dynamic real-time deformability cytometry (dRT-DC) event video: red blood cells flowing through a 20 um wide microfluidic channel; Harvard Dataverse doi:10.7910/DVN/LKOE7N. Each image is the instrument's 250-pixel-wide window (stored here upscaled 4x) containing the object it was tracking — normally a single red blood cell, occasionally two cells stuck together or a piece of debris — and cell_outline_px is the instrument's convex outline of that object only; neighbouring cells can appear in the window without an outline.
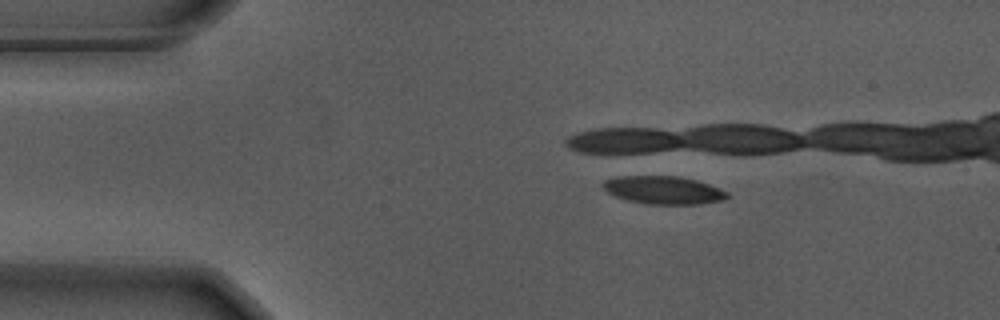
{"species": "Egyptian fruit bat (a non-hibernating species)", "species_latin": "Rousettus aegyptiacus", "temperature_condition": "warm", "stored_images_in_passage": 10, "camera_frame_rate_fps": 3000, "um_per_image_px": 0.085, "animal": {"sex": "male"}, "frame": {"image": 1, "passage_image": 9, "time_ms": 2.667, "image_size_px": [1000, 320], "cell_outline_px": [[728, 196], [724, 200], [700, 204], [648, 204], [628, 200], [616, 196], [608, 192], [604, 188], [604, 180], [620, 176], [680, 176], [696, 180], [708, 184], [728, 192]], "centroid_in_image_um": [56.43, 16.16], "position_along_channel_um": 28.6, "area_um2": 20.06}}